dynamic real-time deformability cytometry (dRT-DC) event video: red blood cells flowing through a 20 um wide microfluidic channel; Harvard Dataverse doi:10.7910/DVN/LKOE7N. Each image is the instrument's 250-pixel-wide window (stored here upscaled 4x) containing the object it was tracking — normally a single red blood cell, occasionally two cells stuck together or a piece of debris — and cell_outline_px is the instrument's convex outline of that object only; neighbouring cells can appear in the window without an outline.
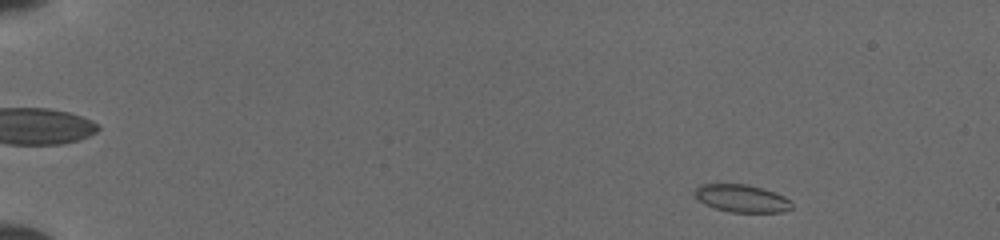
{"species": "common noctule bat (a hibernating species)", "species_latin": "Nyctalus noctula", "temperature_condition": "cold", "stored_images_in_passage": 11, "camera_frame_rate_fps": 3000, "um_per_image_px": 0.085, "animal": {"sex": "female", "body_mass_g": 19.5, "forearm_length_mm": 54.1}, "frame": {"image": 1, "passage_image": 4, "time_ms": 1.0, "image_size_px": [1000, 240], "cell_outline_px": [[792, 208], [784, 212], [732, 212], [716, 208], [704, 204], [696, 196], [696, 188], [700, 184], [748, 184], [784, 196], [792, 204]], "centroid_in_image_um": [63.06, 16.86], "position_along_channel_um": 21.9, "area_um2": 15.32}}